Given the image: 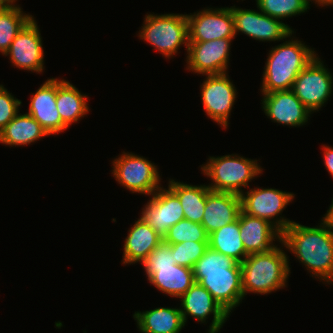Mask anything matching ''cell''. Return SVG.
Returning <instances> with one entry per match:
<instances>
[{"mask_svg": "<svg viewBox=\"0 0 333 333\" xmlns=\"http://www.w3.org/2000/svg\"><path fill=\"white\" fill-rule=\"evenodd\" d=\"M193 274L195 282L207 289L229 315L244 299L240 263L227 272Z\"/></svg>", "mask_w": 333, "mask_h": 333, "instance_id": "cell-14", "label": "cell"}, {"mask_svg": "<svg viewBox=\"0 0 333 333\" xmlns=\"http://www.w3.org/2000/svg\"><path fill=\"white\" fill-rule=\"evenodd\" d=\"M238 216L240 238L248 255L270 251L276 247L275 239L281 242V232L269 221L242 211Z\"/></svg>", "mask_w": 333, "mask_h": 333, "instance_id": "cell-19", "label": "cell"}, {"mask_svg": "<svg viewBox=\"0 0 333 333\" xmlns=\"http://www.w3.org/2000/svg\"><path fill=\"white\" fill-rule=\"evenodd\" d=\"M12 0H0V9L5 7Z\"/></svg>", "mask_w": 333, "mask_h": 333, "instance_id": "cell-38", "label": "cell"}, {"mask_svg": "<svg viewBox=\"0 0 333 333\" xmlns=\"http://www.w3.org/2000/svg\"><path fill=\"white\" fill-rule=\"evenodd\" d=\"M34 18L18 33L4 56H9L14 67L38 74L45 68L44 49L40 30Z\"/></svg>", "mask_w": 333, "mask_h": 333, "instance_id": "cell-13", "label": "cell"}, {"mask_svg": "<svg viewBox=\"0 0 333 333\" xmlns=\"http://www.w3.org/2000/svg\"><path fill=\"white\" fill-rule=\"evenodd\" d=\"M203 76H206V79L200 91L205 113L225 129L229 125V116L238 92L227 73Z\"/></svg>", "mask_w": 333, "mask_h": 333, "instance_id": "cell-9", "label": "cell"}, {"mask_svg": "<svg viewBox=\"0 0 333 333\" xmlns=\"http://www.w3.org/2000/svg\"><path fill=\"white\" fill-rule=\"evenodd\" d=\"M10 1L0 9V52L4 55L10 48L12 41L22 28L33 18L26 14L21 7Z\"/></svg>", "mask_w": 333, "mask_h": 333, "instance_id": "cell-28", "label": "cell"}, {"mask_svg": "<svg viewBox=\"0 0 333 333\" xmlns=\"http://www.w3.org/2000/svg\"><path fill=\"white\" fill-rule=\"evenodd\" d=\"M133 318L142 333H179L185 324L180 308L158 307L153 310L136 311Z\"/></svg>", "mask_w": 333, "mask_h": 333, "instance_id": "cell-23", "label": "cell"}, {"mask_svg": "<svg viewBox=\"0 0 333 333\" xmlns=\"http://www.w3.org/2000/svg\"><path fill=\"white\" fill-rule=\"evenodd\" d=\"M238 262L218 251L208 247L204 255L195 263L193 273H216L227 272Z\"/></svg>", "mask_w": 333, "mask_h": 333, "instance_id": "cell-32", "label": "cell"}, {"mask_svg": "<svg viewBox=\"0 0 333 333\" xmlns=\"http://www.w3.org/2000/svg\"><path fill=\"white\" fill-rule=\"evenodd\" d=\"M262 95V110L268 118L278 124L293 127L303 126L306 125L308 117L312 114L292 90L274 91Z\"/></svg>", "mask_w": 333, "mask_h": 333, "instance_id": "cell-17", "label": "cell"}, {"mask_svg": "<svg viewBox=\"0 0 333 333\" xmlns=\"http://www.w3.org/2000/svg\"><path fill=\"white\" fill-rule=\"evenodd\" d=\"M257 161L238 154L210 156L201 170L212 180L207 185L211 191L241 195L244 192L242 188H249V182L263 172Z\"/></svg>", "mask_w": 333, "mask_h": 333, "instance_id": "cell-4", "label": "cell"}, {"mask_svg": "<svg viewBox=\"0 0 333 333\" xmlns=\"http://www.w3.org/2000/svg\"><path fill=\"white\" fill-rule=\"evenodd\" d=\"M316 279L333 285V226L321 219L317 227L293 222L281 242ZM318 277V278H317Z\"/></svg>", "mask_w": 333, "mask_h": 333, "instance_id": "cell-1", "label": "cell"}, {"mask_svg": "<svg viewBox=\"0 0 333 333\" xmlns=\"http://www.w3.org/2000/svg\"><path fill=\"white\" fill-rule=\"evenodd\" d=\"M208 236L205 228L200 223L183 219L169 228L163 240L169 244L185 241L208 242Z\"/></svg>", "mask_w": 333, "mask_h": 333, "instance_id": "cell-30", "label": "cell"}, {"mask_svg": "<svg viewBox=\"0 0 333 333\" xmlns=\"http://www.w3.org/2000/svg\"><path fill=\"white\" fill-rule=\"evenodd\" d=\"M47 135V131L31 115L18 113L0 131V143L11 147L27 146Z\"/></svg>", "mask_w": 333, "mask_h": 333, "instance_id": "cell-25", "label": "cell"}, {"mask_svg": "<svg viewBox=\"0 0 333 333\" xmlns=\"http://www.w3.org/2000/svg\"><path fill=\"white\" fill-rule=\"evenodd\" d=\"M112 164V175L117 183L131 193L150 196L161 187L158 167L143 156L123 151Z\"/></svg>", "mask_w": 333, "mask_h": 333, "instance_id": "cell-6", "label": "cell"}, {"mask_svg": "<svg viewBox=\"0 0 333 333\" xmlns=\"http://www.w3.org/2000/svg\"><path fill=\"white\" fill-rule=\"evenodd\" d=\"M190 14H186L189 42L235 38L234 18L229 7H208Z\"/></svg>", "mask_w": 333, "mask_h": 333, "instance_id": "cell-10", "label": "cell"}, {"mask_svg": "<svg viewBox=\"0 0 333 333\" xmlns=\"http://www.w3.org/2000/svg\"><path fill=\"white\" fill-rule=\"evenodd\" d=\"M244 193L240 195L241 211L243 213L269 221L281 233L294 222L279 216L294 199L295 195L293 193L263 187L250 188L249 191ZM278 216L279 218H277Z\"/></svg>", "mask_w": 333, "mask_h": 333, "instance_id": "cell-7", "label": "cell"}, {"mask_svg": "<svg viewBox=\"0 0 333 333\" xmlns=\"http://www.w3.org/2000/svg\"><path fill=\"white\" fill-rule=\"evenodd\" d=\"M162 241L163 237L156 233L142 217L138 218L128 230L124 241L123 264L141 263Z\"/></svg>", "mask_w": 333, "mask_h": 333, "instance_id": "cell-22", "label": "cell"}, {"mask_svg": "<svg viewBox=\"0 0 333 333\" xmlns=\"http://www.w3.org/2000/svg\"><path fill=\"white\" fill-rule=\"evenodd\" d=\"M241 211L240 195L230 192L209 191L201 225L207 234L234 222Z\"/></svg>", "mask_w": 333, "mask_h": 333, "instance_id": "cell-20", "label": "cell"}, {"mask_svg": "<svg viewBox=\"0 0 333 333\" xmlns=\"http://www.w3.org/2000/svg\"><path fill=\"white\" fill-rule=\"evenodd\" d=\"M145 272L151 285L171 297L180 298L195 283L193 269L177 264L149 266Z\"/></svg>", "mask_w": 333, "mask_h": 333, "instance_id": "cell-21", "label": "cell"}, {"mask_svg": "<svg viewBox=\"0 0 333 333\" xmlns=\"http://www.w3.org/2000/svg\"><path fill=\"white\" fill-rule=\"evenodd\" d=\"M168 188L179 198L184 212V218L196 223H202L206 195L210 188L206 185H190L170 179Z\"/></svg>", "mask_w": 333, "mask_h": 333, "instance_id": "cell-26", "label": "cell"}, {"mask_svg": "<svg viewBox=\"0 0 333 333\" xmlns=\"http://www.w3.org/2000/svg\"><path fill=\"white\" fill-rule=\"evenodd\" d=\"M27 114L31 115L49 135H57L68 127L62 122L56 106V78L46 80L31 94Z\"/></svg>", "mask_w": 333, "mask_h": 333, "instance_id": "cell-18", "label": "cell"}, {"mask_svg": "<svg viewBox=\"0 0 333 333\" xmlns=\"http://www.w3.org/2000/svg\"><path fill=\"white\" fill-rule=\"evenodd\" d=\"M179 299H181L182 308L180 311L185 325L188 316L195 318L198 322L205 323L208 316L212 314L213 320L208 333H218L229 317V314L212 297L210 292L198 282H195Z\"/></svg>", "mask_w": 333, "mask_h": 333, "instance_id": "cell-15", "label": "cell"}, {"mask_svg": "<svg viewBox=\"0 0 333 333\" xmlns=\"http://www.w3.org/2000/svg\"><path fill=\"white\" fill-rule=\"evenodd\" d=\"M291 37L292 34L288 41L269 51L262 75V94L291 90L299 73L318 55L314 49Z\"/></svg>", "mask_w": 333, "mask_h": 333, "instance_id": "cell-2", "label": "cell"}, {"mask_svg": "<svg viewBox=\"0 0 333 333\" xmlns=\"http://www.w3.org/2000/svg\"><path fill=\"white\" fill-rule=\"evenodd\" d=\"M314 0H256L258 10L281 21L305 13Z\"/></svg>", "mask_w": 333, "mask_h": 333, "instance_id": "cell-29", "label": "cell"}, {"mask_svg": "<svg viewBox=\"0 0 333 333\" xmlns=\"http://www.w3.org/2000/svg\"><path fill=\"white\" fill-rule=\"evenodd\" d=\"M314 3L318 4L319 6L321 5V7L329 5L333 7V0H315Z\"/></svg>", "mask_w": 333, "mask_h": 333, "instance_id": "cell-37", "label": "cell"}, {"mask_svg": "<svg viewBox=\"0 0 333 333\" xmlns=\"http://www.w3.org/2000/svg\"><path fill=\"white\" fill-rule=\"evenodd\" d=\"M232 40L233 38H223L189 42L186 70L202 75L227 73Z\"/></svg>", "mask_w": 333, "mask_h": 333, "instance_id": "cell-12", "label": "cell"}, {"mask_svg": "<svg viewBox=\"0 0 333 333\" xmlns=\"http://www.w3.org/2000/svg\"><path fill=\"white\" fill-rule=\"evenodd\" d=\"M323 161L328 173L333 177V147L323 145Z\"/></svg>", "mask_w": 333, "mask_h": 333, "instance_id": "cell-35", "label": "cell"}, {"mask_svg": "<svg viewBox=\"0 0 333 333\" xmlns=\"http://www.w3.org/2000/svg\"><path fill=\"white\" fill-rule=\"evenodd\" d=\"M141 263L145 270L149 266L172 267L176 264V260L171 255V244L163 240Z\"/></svg>", "mask_w": 333, "mask_h": 333, "instance_id": "cell-34", "label": "cell"}, {"mask_svg": "<svg viewBox=\"0 0 333 333\" xmlns=\"http://www.w3.org/2000/svg\"><path fill=\"white\" fill-rule=\"evenodd\" d=\"M87 96L70 82L56 78V106L62 122L67 127L77 123L90 111Z\"/></svg>", "mask_w": 333, "mask_h": 333, "instance_id": "cell-24", "label": "cell"}, {"mask_svg": "<svg viewBox=\"0 0 333 333\" xmlns=\"http://www.w3.org/2000/svg\"><path fill=\"white\" fill-rule=\"evenodd\" d=\"M322 219L333 226V199L331 201L329 209L327 210V213Z\"/></svg>", "mask_w": 333, "mask_h": 333, "instance_id": "cell-36", "label": "cell"}, {"mask_svg": "<svg viewBox=\"0 0 333 333\" xmlns=\"http://www.w3.org/2000/svg\"><path fill=\"white\" fill-rule=\"evenodd\" d=\"M142 217L161 237L184 218L179 198L169 189L160 187L142 208Z\"/></svg>", "mask_w": 333, "mask_h": 333, "instance_id": "cell-16", "label": "cell"}, {"mask_svg": "<svg viewBox=\"0 0 333 333\" xmlns=\"http://www.w3.org/2000/svg\"><path fill=\"white\" fill-rule=\"evenodd\" d=\"M0 85V131L19 113L21 100Z\"/></svg>", "mask_w": 333, "mask_h": 333, "instance_id": "cell-33", "label": "cell"}, {"mask_svg": "<svg viewBox=\"0 0 333 333\" xmlns=\"http://www.w3.org/2000/svg\"><path fill=\"white\" fill-rule=\"evenodd\" d=\"M208 247V242L185 241L171 244V255L175 258L177 265L193 269Z\"/></svg>", "mask_w": 333, "mask_h": 333, "instance_id": "cell-31", "label": "cell"}, {"mask_svg": "<svg viewBox=\"0 0 333 333\" xmlns=\"http://www.w3.org/2000/svg\"><path fill=\"white\" fill-rule=\"evenodd\" d=\"M233 18L235 34L239 32L258 41H280L294 34L292 28L284 22L272 18L260 10L230 7Z\"/></svg>", "mask_w": 333, "mask_h": 333, "instance_id": "cell-11", "label": "cell"}, {"mask_svg": "<svg viewBox=\"0 0 333 333\" xmlns=\"http://www.w3.org/2000/svg\"><path fill=\"white\" fill-rule=\"evenodd\" d=\"M139 30V38L152 45L163 57L170 59L181 45L188 50L186 14H147Z\"/></svg>", "mask_w": 333, "mask_h": 333, "instance_id": "cell-5", "label": "cell"}, {"mask_svg": "<svg viewBox=\"0 0 333 333\" xmlns=\"http://www.w3.org/2000/svg\"><path fill=\"white\" fill-rule=\"evenodd\" d=\"M208 245L213 250L241 263L248 254L245 252L243 242L240 238L239 216L234 222L226 224L209 234Z\"/></svg>", "mask_w": 333, "mask_h": 333, "instance_id": "cell-27", "label": "cell"}, {"mask_svg": "<svg viewBox=\"0 0 333 333\" xmlns=\"http://www.w3.org/2000/svg\"><path fill=\"white\" fill-rule=\"evenodd\" d=\"M244 297L247 293L270 294L287 286L290 275L288 256L281 247L248 255L241 263Z\"/></svg>", "mask_w": 333, "mask_h": 333, "instance_id": "cell-3", "label": "cell"}, {"mask_svg": "<svg viewBox=\"0 0 333 333\" xmlns=\"http://www.w3.org/2000/svg\"><path fill=\"white\" fill-rule=\"evenodd\" d=\"M291 90L308 110L319 111L333 92L332 73L316 55L299 73Z\"/></svg>", "mask_w": 333, "mask_h": 333, "instance_id": "cell-8", "label": "cell"}]
</instances>
